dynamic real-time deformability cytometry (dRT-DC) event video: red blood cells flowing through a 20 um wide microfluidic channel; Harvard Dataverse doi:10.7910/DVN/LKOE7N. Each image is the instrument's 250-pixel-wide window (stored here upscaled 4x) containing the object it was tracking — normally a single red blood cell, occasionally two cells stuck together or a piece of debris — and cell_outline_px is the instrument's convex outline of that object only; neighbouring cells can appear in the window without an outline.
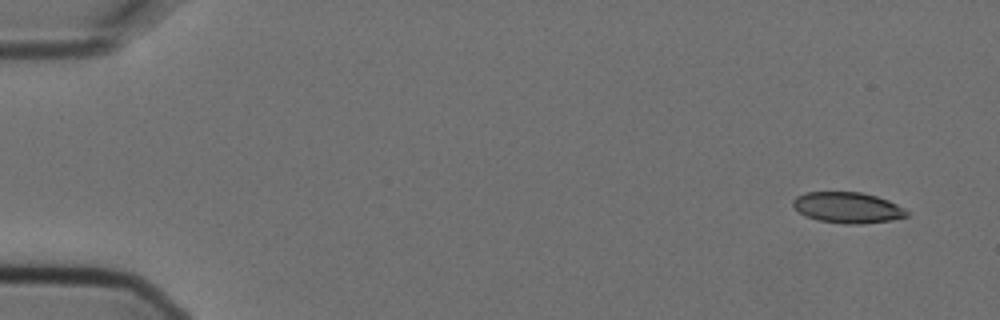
{"species": "Egyptian fruit bat (a non-hibernating species)", "species_latin": "Rousettus aegyptiacus", "temperature_condition": "cold", "stored_images_in_passage": 4, "camera_frame_rate_fps": 3000, "um_per_image_px": 0.085, "animal": {"sex": "female"}, "frame": {"image": 1, "passage_image": 1, "time_ms": 0.0, "image_size_px": [1000, 320], "cell_outline_px": [[912, 212], [908, 216], [892, 220], [860, 224], [844, 224], [820, 220], [804, 216], [792, 204], [792, 200], [796, 196], [804, 192], [860, 192], [876, 196], [888, 200]], "centroid_in_image_um": [72.07, 17.64], "position_along_channel_um": 12.9, "area_um2": 20.58}}
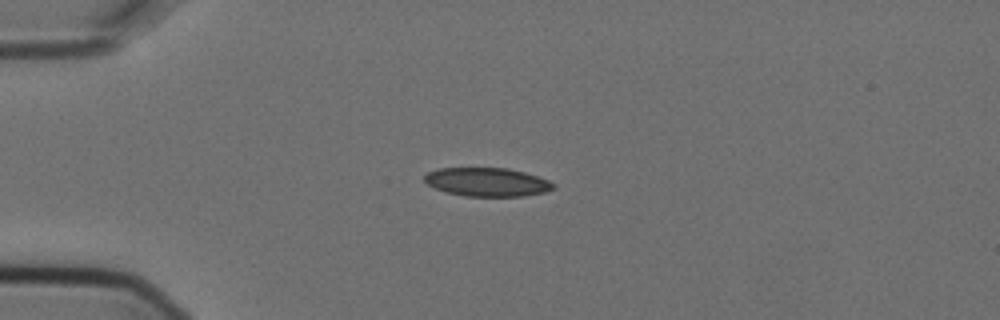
{"frame": {"image": 2, "passage_image": 4, "time_ms": 1.0, "image_size_px": [1000, 320], "cell_outline_px": [[556, 188], [544, 192], [524, 196], [464, 196], [444, 192], [428, 184], [424, 180], [424, 176], [428, 172], [440, 168], [508, 168], [524, 172], [548, 180], [556, 184]], "centroid_in_image_um": [41.42, 15.48], "position_along_channel_um": 43.6, "area_um2": 21.5}}